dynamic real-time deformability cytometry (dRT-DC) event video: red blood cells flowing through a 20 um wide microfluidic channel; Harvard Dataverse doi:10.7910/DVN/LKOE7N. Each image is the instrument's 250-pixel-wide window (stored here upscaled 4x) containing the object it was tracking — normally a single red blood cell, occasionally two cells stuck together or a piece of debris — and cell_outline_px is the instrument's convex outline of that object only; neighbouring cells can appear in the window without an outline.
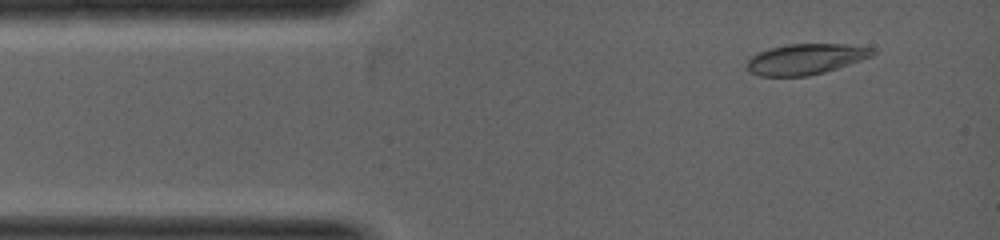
{"species": "common noctule bat (a hibernating species)", "species_latin": "Nyctalus noctula", "temperature_condition": "warm", "stored_images_in_passage": 21, "camera_frame_rate_fps": 5000, "um_per_image_px": 0.085, "animal": {"sex": "female", "body_mass_g": 19.0, "forearm_length_mm": 53.3}, "frame": {"image": 1, "passage_image": 3, "time_ms": 0.4, "image_size_px": [1000, 240], "cell_outline_px": [[876, 52], [872, 56], [824, 72], [808, 76], [760, 76], [748, 72], [748, 60], [752, 56], [768, 48], [788, 44], [848, 44], [872, 48]], "centroid_in_image_um": [68.46, 5.02], "position_along_channel_um": 16.5, "area_um2": 22.25}}
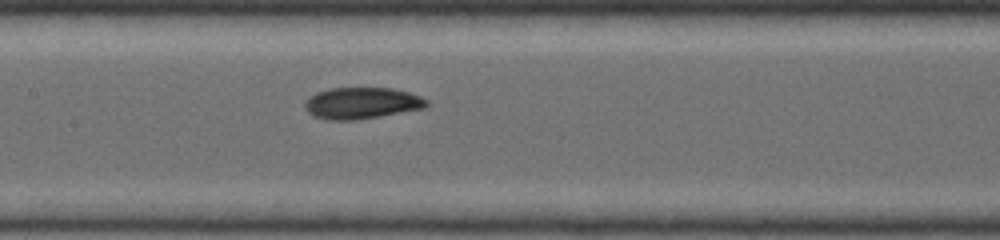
{"frame": {"image": 2, "passage_image": 13, "time_ms": 3.0, "image_size_px": [1000, 240], "cell_outline_px": [[432, 104], [424, 108], [380, 116], [356, 120], [328, 120], [312, 116], [304, 108], [304, 104], [308, 96], [316, 92], [332, 88], [392, 88], [408, 92], [420, 96], [428, 100]], "centroid_in_image_um": [30.74, 8.77], "position_along_channel_um": 176.7, "area_um2": 22.54}}
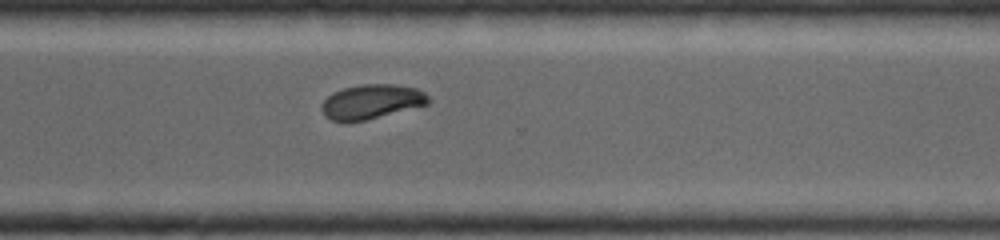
{"frame": {"image": 3, "passage_image": 21, "time_ms": 5.0, "image_size_px": [1000, 240], "cell_outline_px": [[432, 100], [428, 104], [364, 120], [332, 120], [324, 116], [320, 108], [320, 104], [332, 92], [344, 88], [364, 84], [396, 84], [416, 88], [424, 92]], "centroid_in_image_um": [31.58, 8.62], "position_along_channel_um": 339.0, "area_um2": 21.21}}